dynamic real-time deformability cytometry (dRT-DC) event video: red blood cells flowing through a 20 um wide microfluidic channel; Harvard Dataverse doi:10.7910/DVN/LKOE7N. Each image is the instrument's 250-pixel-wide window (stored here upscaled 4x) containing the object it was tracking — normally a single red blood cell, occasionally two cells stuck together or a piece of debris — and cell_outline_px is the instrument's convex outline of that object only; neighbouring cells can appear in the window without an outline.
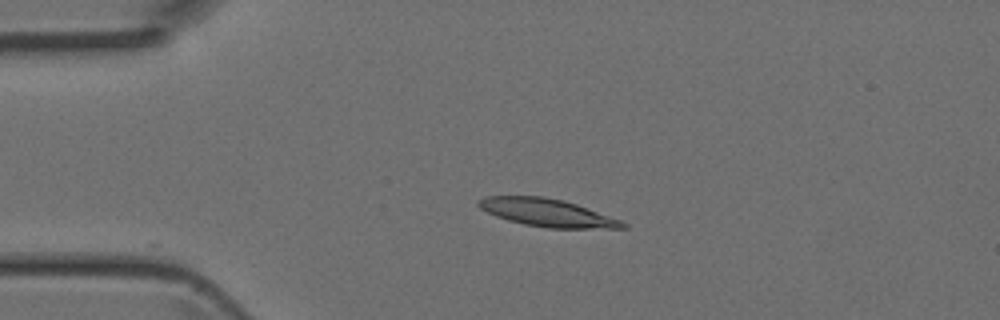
{"species": "Egyptian fruit bat (a non-hibernating species)", "species_latin": "Rousettus aegyptiacus", "temperature_condition": "room temperature", "stored_images_in_passage": 4, "camera_frame_rate_fps": 3000, "um_per_image_px": 0.085, "animal": {"sex": "female"}, "frame": {"image": 1, "passage_image": 3, "time_ms": 0.667, "image_size_px": [1000, 320], "cell_outline_px": [[628, 228], [548, 228], [524, 224], [508, 220], [496, 216], [480, 208], [476, 204], [476, 200], [484, 196], [544, 196], [564, 200], [576, 204], [620, 220], [628, 224]], "centroid_in_image_um": [46.48, 18.07], "position_along_channel_um": 38.5, "area_um2": 23.24}}